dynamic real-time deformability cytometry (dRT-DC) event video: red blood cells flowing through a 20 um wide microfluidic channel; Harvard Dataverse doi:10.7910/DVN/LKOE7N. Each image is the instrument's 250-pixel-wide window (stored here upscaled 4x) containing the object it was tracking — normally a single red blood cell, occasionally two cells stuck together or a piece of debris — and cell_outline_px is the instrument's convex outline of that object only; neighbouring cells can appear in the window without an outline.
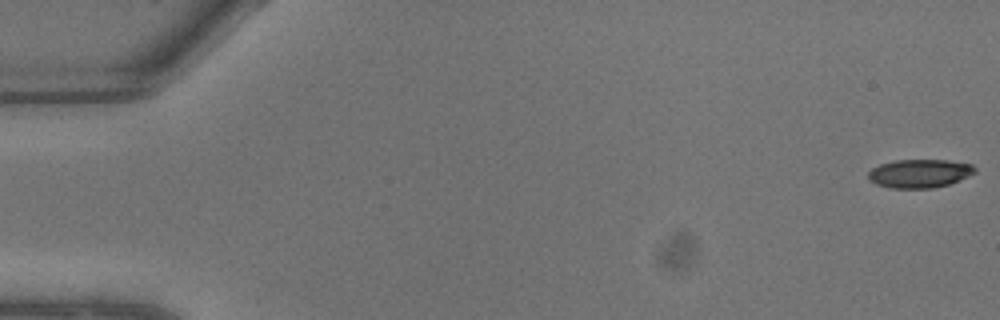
{"species": "common noctule bat (a hibernating species)", "species_latin": "Nyctalus noctula", "temperature_condition": "warm", "stored_images_in_passage": 9, "camera_frame_rate_fps": 3000, "um_per_image_px": 0.085, "animal": {"sex": "male", "body_mass_g": 13.3}, "frame": {"image": 1, "passage_image": 1, "time_ms": 0.0, "image_size_px": [1000, 320], "cell_outline_px": [[976, 172], [960, 180], [948, 184], [932, 188], [888, 188], [876, 184], [868, 180], [868, 172], [872, 168], [880, 164], [896, 160], [948, 160], [972, 164], [976, 168]], "centroid_in_image_um": [78.15, 14.74], "position_along_channel_um": 6.8, "area_um2": 17.8}}
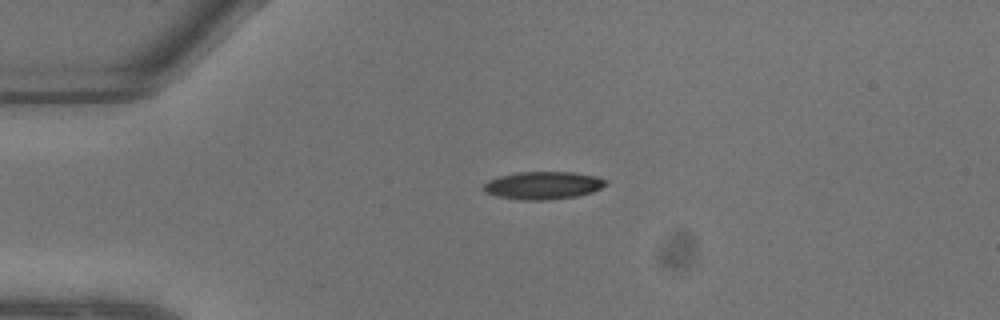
{"frame": {"image": 2, "passage_image": 6, "time_ms": 1.667, "image_size_px": [1000, 320], "cell_outline_px": [[608, 184], [592, 192], [576, 196], [544, 200], [520, 200], [500, 196], [484, 192], [484, 184], [488, 180], [500, 176], [516, 172], [572, 172], [596, 176], [604, 180]], "centroid_in_image_um": [46.15, 15.75], "position_along_channel_um": 38.8, "area_um2": 19.54}}
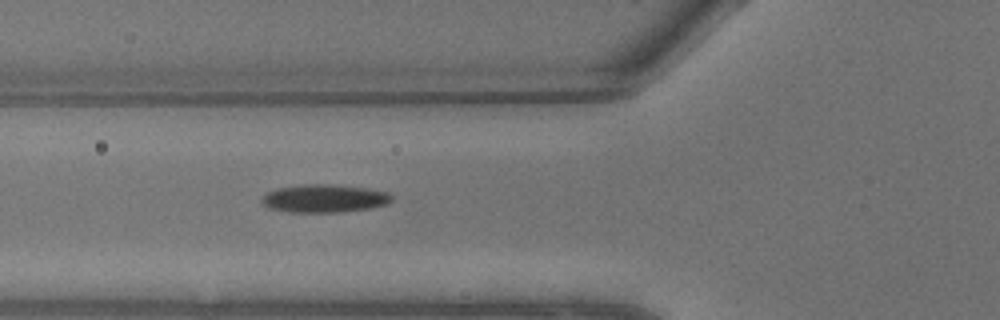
{"frame": {"image": 3, "passage_image": 9, "time_ms": 2.667, "image_size_px": [1000, 320], "cell_outline_px": [[392, 200], [388, 204], [372, 208], [344, 212], [288, 212], [268, 208], [260, 204], [260, 196], [276, 188], [304, 184], [336, 184], [368, 188], [388, 192], [392, 196]], "centroid_in_image_um": [27.54, 16.87], "position_along_channel_um": 98.3, "area_um2": 21.73}}